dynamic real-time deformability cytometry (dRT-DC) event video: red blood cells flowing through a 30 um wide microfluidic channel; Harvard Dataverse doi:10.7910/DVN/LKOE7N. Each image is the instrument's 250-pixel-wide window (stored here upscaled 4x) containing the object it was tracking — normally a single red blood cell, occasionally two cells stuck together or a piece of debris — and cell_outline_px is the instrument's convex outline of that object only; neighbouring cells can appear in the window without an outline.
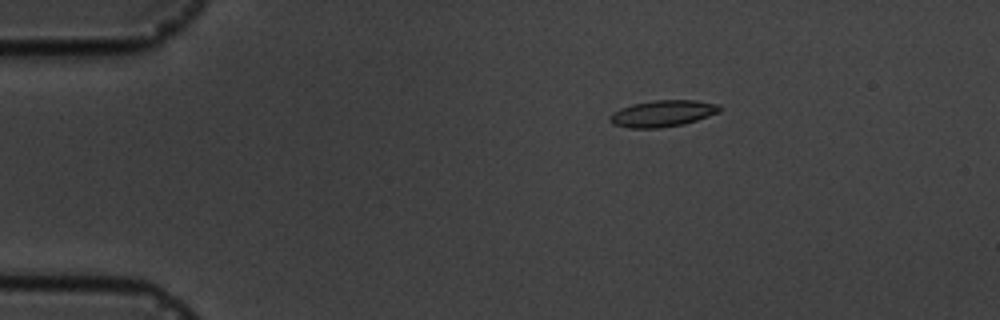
{"species": "common noctule bat (a hibernating species)", "species_latin": "Nyctalus noctula", "temperature_condition": "cold", "stored_images_in_passage": 4, "camera_frame_rate_fps": 3000, "um_per_image_px": 0.085, "animal": {"sex": "male", "body_mass_g": 19.5, "forearm_length_mm": 54.6}, "frame": {"image": 1, "passage_image": 2, "time_ms": 2.0, "image_size_px": [1000, 320], "cell_outline_px": [[724, 108], [720, 112], [684, 124], [660, 128], [628, 128], [612, 124], [608, 120], [608, 116], [612, 112], [620, 108], [632, 104], [652, 100], [696, 100], [720, 104]], "centroid_in_image_um": [56.32, 9.64], "position_along_channel_um": 28.7, "area_um2": 17.28}}